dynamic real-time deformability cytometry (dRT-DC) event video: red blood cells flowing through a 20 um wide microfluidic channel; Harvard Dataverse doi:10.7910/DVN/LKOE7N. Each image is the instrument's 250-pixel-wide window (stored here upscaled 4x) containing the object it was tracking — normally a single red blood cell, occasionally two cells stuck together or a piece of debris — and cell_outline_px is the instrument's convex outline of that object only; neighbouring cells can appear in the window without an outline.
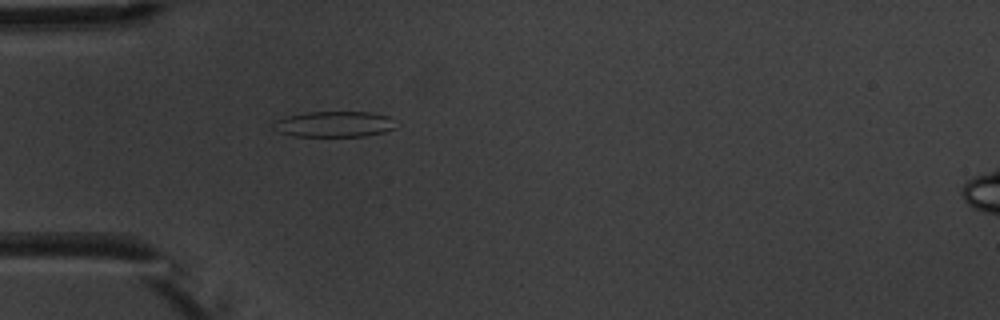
{"species": "common noctule bat (a hibernating species)", "species_latin": "Nyctalus noctula", "temperature_condition": "warm", "stored_images_in_passage": 1, "camera_frame_rate_fps": 3000, "um_per_image_px": 0.085, "animal": {"sex": "male", "body_mass_g": 20.1, "forearm_length_mm": 53.5}, "frame": {"image": 1, "passage_image": 1, "time_ms": 0.0, "image_size_px": [1000, 320], "cell_outline_px": [[396, 128], [384, 132], [364, 136], [292, 136], [276, 132], [272, 128], [272, 124], [276, 120], [288, 116], [308, 112], [368, 112], [388, 116]], "centroid_in_image_um": [28.34, 10.56], "position_along_channel_um": 56.7, "area_um2": 18.32}}